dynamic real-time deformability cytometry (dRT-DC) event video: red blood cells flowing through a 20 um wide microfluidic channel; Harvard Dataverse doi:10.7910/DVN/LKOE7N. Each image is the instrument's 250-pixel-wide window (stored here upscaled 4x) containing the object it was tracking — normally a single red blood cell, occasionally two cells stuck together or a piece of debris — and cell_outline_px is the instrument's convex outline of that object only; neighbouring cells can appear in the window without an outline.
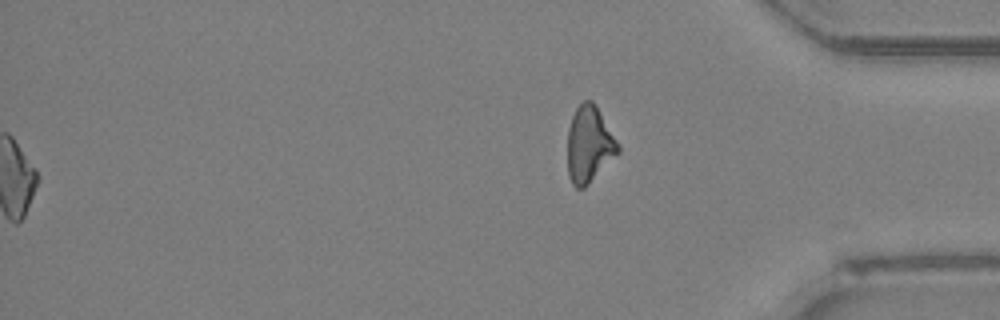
{"species": "Egyptian fruit bat (a non-hibernating species)", "species_latin": "Rousettus aegyptiacus", "temperature_condition": "room temperature", "stored_images_in_passage": 49, "segment_of_instrument_passage": [2, 2], "camera_frame_rate_fps": 3000, "um_per_image_px": 0.085, "animal": {"sex": "female"}, "frame": {"image": 1, "passage_image": 49, "time_ms": 16.0, "image_size_px": [1000, 320], "cell_outline_px": [[620, 152], [584, 188], [576, 188], [572, 184], [568, 176], [568, 128], [572, 116], [576, 108], [584, 100], [592, 100], [596, 104], [620, 144]], "centroid_in_image_um": [50.1, 12.26], "position_along_channel_um": 385.1, "area_um2": 22.66}}